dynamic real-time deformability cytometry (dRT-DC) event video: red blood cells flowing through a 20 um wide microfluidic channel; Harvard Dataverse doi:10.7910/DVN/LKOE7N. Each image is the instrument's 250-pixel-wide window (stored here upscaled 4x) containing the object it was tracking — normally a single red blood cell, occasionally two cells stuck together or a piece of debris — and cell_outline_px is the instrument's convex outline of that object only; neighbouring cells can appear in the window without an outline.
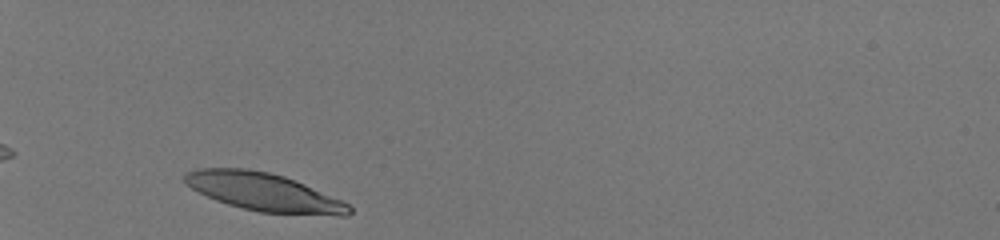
{"species": "human", "species_latin": "Homo sapiens", "temperature_condition": "room temperature", "stored_images_in_passage": 29, "camera_frame_rate_fps": 3000, "um_per_image_px": 0.085, "donor": {"sex": "male"}, "frame": {"image": 1, "passage_image": 1, "time_ms": 0.0, "image_size_px": [1000, 240], "cell_outline_px": [[352, 212], [348, 216], [340, 216], [260, 212], [228, 204], [216, 200], [192, 188], [184, 180], [184, 172], [200, 168], [248, 168], [268, 172], [284, 176], [304, 184], [340, 200], [348, 204], [352, 208]], "centroid_in_image_um": [22.43, 16.32], "position_along_channel_um": 62.6, "area_um2": 36.07}}
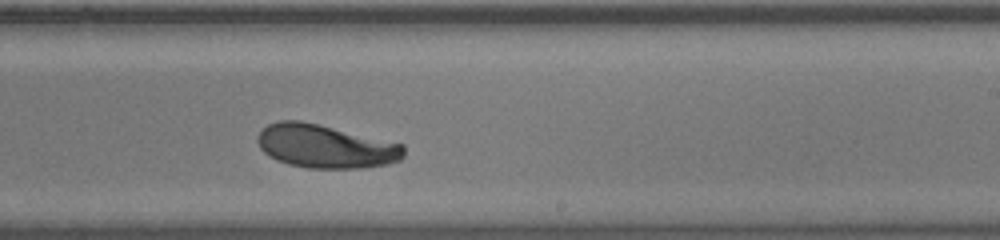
{"frame": {"image": 2, "passage_image": 18, "time_ms": 5.667, "image_size_px": [1000, 240], "cell_outline_px": [[404, 156], [400, 160], [388, 164], [360, 168], [308, 168], [288, 164], [276, 160], [268, 156], [260, 148], [256, 140], [256, 136], [268, 124], [276, 120], [300, 120], [404, 144]], "centroid_in_image_um": [27.63, 12.44], "position_along_channel_um": 261.4, "area_um2": 37.11}}
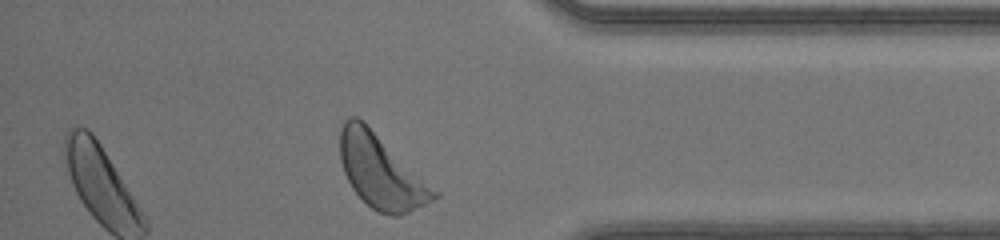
{"frame": {"image": 3, "passage_image": 29, "time_ms": 9.333, "image_size_px": [1000, 240], "cell_outline_px": [[440, 196], [408, 212], [396, 216], [392, 216], [376, 212], [352, 188], [344, 172], [340, 160], [340, 128], [344, 120], [348, 116], [356, 116], [364, 120], [440, 192]], "centroid_in_image_um": [32.39, 14.54], "position_along_channel_um": 402.8, "area_um2": 40.4}, "authors_computed_cell_mechanics": {"area_um2": 36.8186, "velocity_mm_per_s": 4.0775, "shape_relaxation_time_tau1_ms": 3.9798, "shape_relaxation_time_tau2_ms": null, "deformation_change_tau1": 0.1755, "deformation_change_tau2": null}}